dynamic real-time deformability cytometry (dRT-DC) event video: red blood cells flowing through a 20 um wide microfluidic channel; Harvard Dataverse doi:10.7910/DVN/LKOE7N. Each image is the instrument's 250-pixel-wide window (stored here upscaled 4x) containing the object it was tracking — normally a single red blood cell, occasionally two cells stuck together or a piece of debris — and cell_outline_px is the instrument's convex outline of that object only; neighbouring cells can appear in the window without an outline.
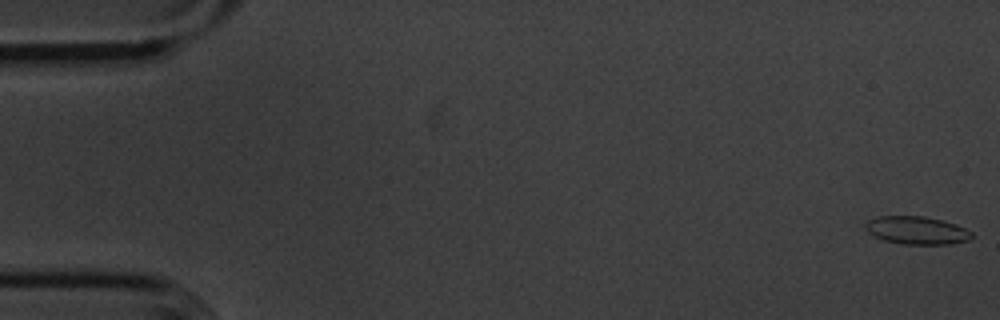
{"species": "common noctule bat (a hibernating species)", "species_latin": "Nyctalus noctula", "temperature_condition": "cold", "stored_images_in_passage": 57, "camera_frame_rate_fps": 3000, "um_per_image_px": 0.085, "animal": {"sex": "male", "body_mass_g": 20.1, "forearm_length_mm": 53.5}, "frame": {"image": 1, "passage_image": 1, "time_ms": 0.0, "image_size_px": [1000, 320], "cell_outline_px": [[972, 236], [968, 240], [948, 244], [904, 244], [884, 240], [872, 236], [864, 228], [864, 224], [868, 220], [876, 216], [924, 216], [956, 224], [972, 232]], "centroid_in_image_um": [77.87, 19.57], "position_along_channel_um": 7.1, "area_um2": 17.28}}
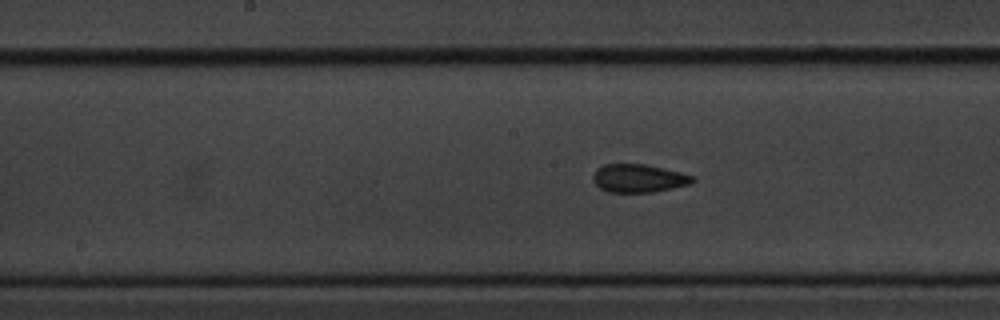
{"frame": {"image": 2, "passage_image": 28, "time_ms": 9.0, "image_size_px": [1000, 320], "cell_outline_px": [[696, 180], [692, 184], [652, 192], [608, 192], [600, 188], [592, 180], [592, 176], [596, 168], [604, 164], [644, 164], [680, 172], [696, 176]], "centroid_in_image_um": [54.29, 15.15], "position_along_channel_um": 193.9, "area_um2": 16.47}}
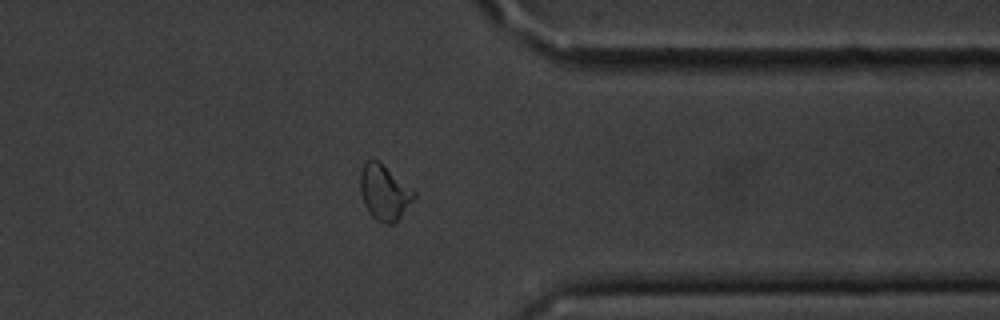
{"frame": {"image": 3, "passage_image": 44, "time_ms": 14.333, "image_size_px": [1000, 320], "cell_outline_px": [[416, 196], [400, 216], [392, 224], [384, 224], [376, 220], [368, 212], [364, 204], [360, 192], [360, 172], [364, 164], [372, 156], [380, 160], [416, 192]], "centroid_in_image_um": [32.64, 16.31], "position_along_channel_um": 378.8, "area_um2": 17.51}, "authors_computed_cell_mechanics": {"area_um2": 17.1666, "velocity_mm_per_s": 3.6055, "shape_relaxation_time_tau1_ms": 5.1013, "shape_relaxation_time_tau2_ms": 1.2047, "deformation_change_tau1": 0.123, "deformation_change_tau2": 0.0591}}